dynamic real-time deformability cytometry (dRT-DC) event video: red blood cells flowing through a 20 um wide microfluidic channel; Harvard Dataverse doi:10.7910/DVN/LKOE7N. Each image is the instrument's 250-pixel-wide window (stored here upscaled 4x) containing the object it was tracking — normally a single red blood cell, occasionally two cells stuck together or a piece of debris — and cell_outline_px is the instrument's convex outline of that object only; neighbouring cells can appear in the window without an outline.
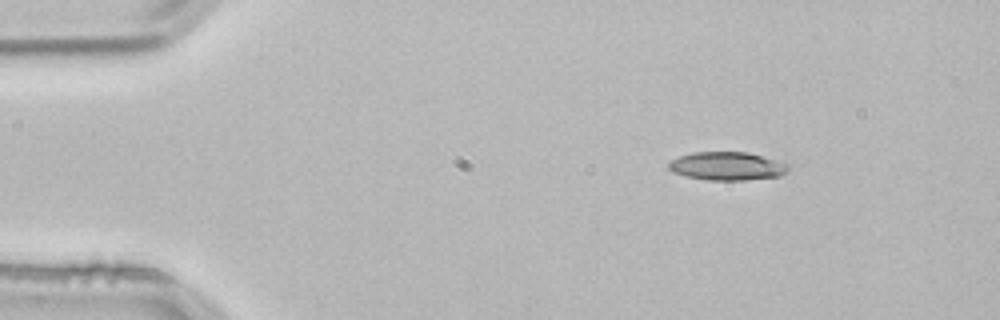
{"species": "common noctule bat (a hibernating species)", "species_latin": "Nyctalus noctula", "temperature_condition": "room temperature", "stored_images_in_passage": 4, "camera_frame_rate_fps": 3000, "um_per_image_px": 0.085, "animal": {"sex": "male", "body_mass_g": 21.5, "forearm_length_mm": 52.0}, "frame": {"image": 1, "passage_image": 4, "time_ms": 1.0, "image_size_px": [1000, 320], "cell_outline_px": [[788, 172], [780, 176], [744, 180], [708, 180], [684, 176], [672, 172], [668, 168], [668, 164], [672, 160], [680, 156], [692, 152], [748, 152], [788, 164]], "centroid_in_image_um": [61.78, 14.12], "position_along_channel_um": 23.2, "area_um2": 19.71}}